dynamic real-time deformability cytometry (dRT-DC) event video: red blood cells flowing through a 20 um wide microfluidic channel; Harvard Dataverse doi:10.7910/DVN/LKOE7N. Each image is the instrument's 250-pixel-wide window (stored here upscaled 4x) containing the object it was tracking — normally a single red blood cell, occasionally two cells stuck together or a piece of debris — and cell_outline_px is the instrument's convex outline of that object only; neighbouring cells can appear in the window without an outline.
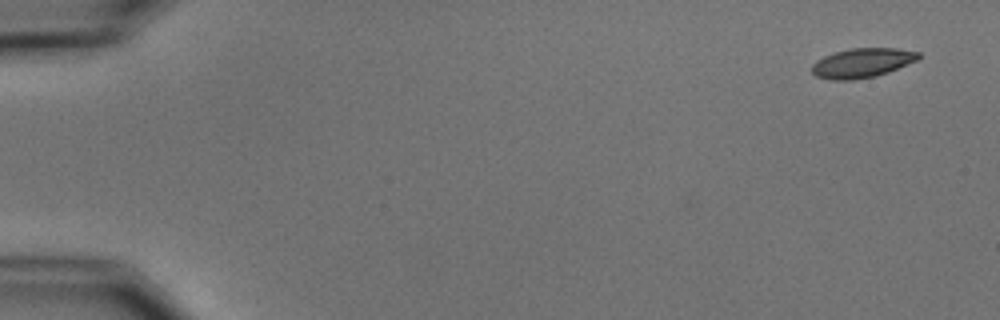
{"species": "common noctule bat (a hibernating species)", "species_latin": "Nyctalus noctula", "temperature_condition": "cold", "stored_images_in_passage": 5, "camera_frame_rate_fps": 3000, "um_per_image_px": 0.085, "animal": {"sex": "male", "body_mass_g": 15.6}, "frame": {"image": 1, "passage_image": 1, "time_ms": 0.0, "image_size_px": [1000, 320], "cell_outline_px": [[920, 56], [916, 60], [888, 72], [876, 76], [852, 80], [832, 80], [816, 76], [812, 72], [812, 64], [816, 60], [832, 52], [852, 48], [896, 48], [920, 52]], "centroid_in_image_um": [73.25, 5.34], "position_along_channel_um": 11.8, "area_um2": 18.26}}
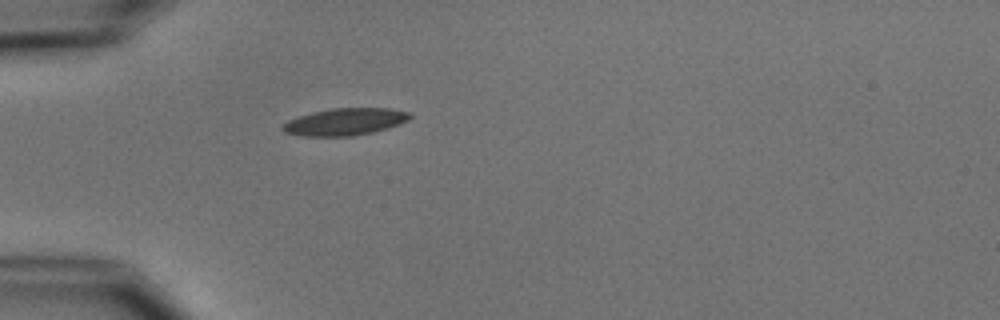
{"frame": {"image": 2, "passage_image": 5, "time_ms": 4.667, "image_size_px": [1000, 320], "cell_outline_px": [[412, 116], [408, 120], [400, 124], [372, 132], [352, 136], [304, 136], [284, 132], [280, 128], [280, 124], [288, 120], [312, 112], [332, 108], [388, 108], [412, 112]], "centroid_in_image_um": [29.31, 10.34], "position_along_channel_um": 55.7, "area_um2": 20.17}}